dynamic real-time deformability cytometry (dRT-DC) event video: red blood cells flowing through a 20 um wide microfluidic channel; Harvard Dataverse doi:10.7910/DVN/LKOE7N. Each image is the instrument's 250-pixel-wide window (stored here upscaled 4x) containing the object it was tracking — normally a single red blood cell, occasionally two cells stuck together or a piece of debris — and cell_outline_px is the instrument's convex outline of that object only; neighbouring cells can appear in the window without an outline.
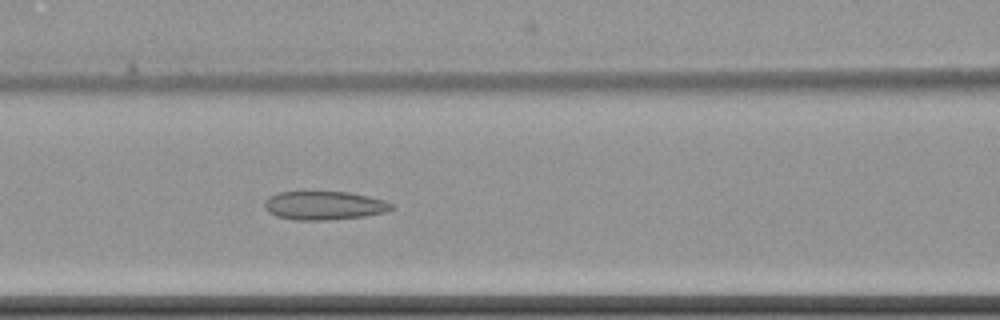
{"species": "common noctule bat (a hibernating species)", "species_latin": "Nyctalus noctula", "temperature_condition": "cold", "stored_images_in_passage": 5, "camera_frame_rate_fps": 3000, "um_per_image_px": 0.085, "animal": {"sex": "female", "body_mass_g": 22.7, "forearm_length_mm": 54.2}, "frame": {"image": 1, "passage_image": 5, "time_ms": 4.667, "image_size_px": [1000, 320], "cell_outline_px": [[396, 208], [384, 212], [364, 216], [328, 220], [296, 220], [276, 216], [268, 212], [264, 208], [264, 200], [268, 196], [276, 192], [312, 188], [348, 192], [368, 196], [384, 200], [396, 204]], "centroid_in_image_um": [27.5, 17.41], "position_along_channel_um": 139.1, "area_um2": 22.43}}